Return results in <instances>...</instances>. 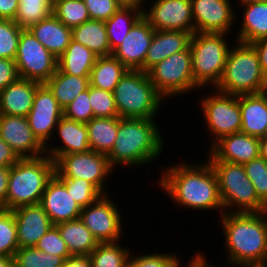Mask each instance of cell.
Segmentation results:
<instances>
[{
	"label": "cell",
	"instance_id": "cell-15",
	"mask_svg": "<svg viewBox=\"0 0 267 267\" xmlns=\"http://www.w3.org/2000/svg\"><path fill=\"white\" fill-rule=\"evenodd\" d=\"M153 4V5H152ZM143 16L154 30L195 32L191 0H155Z\"/></svg>",
	"mask_w": 267,
	"mask_h": 267
},
{
	"label": "cell",
	"instance_id": "cell-37",
	"mask_svg": "<svg viewBox=\"0 0 267 267\" xmlns=\"http://www.w3.org/2000/svg\"><path fill=\"white\" fill-rule=\"evenodd\" d=\"M52 14L70 28L91 20L83 0L56 1L53 3Z\"/></svg>",
	"mask_w": 267,
	"mask_h": 267
},
{
	"label": "cell",
	"instance_id": "cell-53",
	"mask_svg": "<svg viewBox=\"0 0 267 267\" xmlns=\"http://www.w3.org/2000/svg\"><path fill=\"white\" fill-rule=\"evenodd\" d=\"M61 267H91L89 255L71 256L64 260Z\"/></svg>",
	"mask_w": 267,
	"mask_h": 267
},
{
	"label": "cell",
	"instance_id": "cell-9",
	"mask_svg": "<svg viewBox=\"0 0 267 267\" xmlns=\"http://www.w3.org/2000/svg\"><path fill=\"white\" fill-rule=\"evenodd\" d=\"M147 74L156 91L165 100L199 89L194 83L190 47L165 58Z\"/></svg>",
	"mask_w": 267,
	"mask_h": 267
},
{
	"label": "cell",
	"instance_id": "cell-24",
	"mask_svg": "<svg viewBox=\"0 0 267 267\" xmlns=\"http://www.w3.org/2000/svg\"><path fill=\"white\" fill-rule=\"evenodd\" d=\"M39 85L40 83L20 77L9 84L0 92V114L27 117Z\"/></svg>",
	"mask_w": 267,
	"mask_h": 267
},
{
	"label": "cell",
	"instance_id": "cell-52",
	"mask_svg": "<svg viewBox=\"0 0 267 267\" xmlns=\"http://www.w3.org/2000/svg\"><path fill=\"white\" fill-rule=\"evenodd\" d=\"M10 167H0V208L5 209V199L8 190Z\"/></svg>",
	"mask_w": 267,
	"mask_h": 267
},
{
	"label": "cell",
	"instance_id": "cell-58",
	"mask_svg": "<svg viewBox=\"0 0 267 267\" xmlns=\"http://www.w3.org/2000/svg\"><path fill=\"white\" fill-rule=\"evenodd\" d=\"M240 3L239 4H243V3H255V2H264L267 0H238Z\"/></svg>",
	"mask_w": 267,
	"mask_h": 267
},
{
	"label": "cell",
	"instance_id": "cell-6",
	"mask_svg": "<svg viewBox=\"0 0 267 267\" xmlns=\"http://www.w3.org/2000/svg\"><path fill=\"white\" fill-rule=\"evenodd\" d=\"M113 96L120 118H157L165 100L146 72L131 69L122 76Z\"/></svg>",
	"mask_w": 267,
	"mask_h": 267
},
{
	"label": "cell",
	"instance_id": "cell-21",
	"mask_svg": "<svg viewBox=\"0 0 267 267\" xmlns=\"http://www.w3.org/2000/svg\"><path fill=\"white\" fill-rule=\"evenodd\" d=\"M12 212L16 220L19 248L34 247L53 226L40 204L21 206Z\"/></svg>",
	"mask_w": 267,
	"mask_h": 267
},
{
	"label": "cell",
	"instance_id": "cell-39",
	"mask_svg": "<svg viewBox=\"0 0 267 267\" xmlns=\"http://www.w3.org/2000/svg\"><path fill=\"white\" fill-rule=\"evenodd\" d=\"M18 249L15 216L11 210L0 208V256L14 257Z\"/></svg>",
	"mask_w": 267,
	"mask_h": 267
},
{
	"label": "cell",
	"instance_id": "cell-47",
	"mask_svg": "<svg viewBox=\"0 0 267 267\" xmlns=\"http://www.w3.org/2000/svg\"><path fill=\"white\" fill-rule=\"evenodd\" d=\"M91 20L106 21L121 6L118 0H83Z\"/></svg>",
	"mask_w": 267,
	"mask_h": 267
},
{
	"label": "cell",
	"instance_id": "cell-10",
	"mask_svg": "<svg viewBox=\"0 0 267 267\" xmlns=\"http://www.w3.org/2000/svg\"><path fill=\"white\" fill-rule=\"evenodd\" d=\"M215 91L216 94L202 98L199 104L209 133H212L211 146L224 136L240 132L242 123L239 95Z\"/></svg>",
	"mask_w": 267,
	"mask_h": 267
},
{
	"label": "cell",
	"instance_id": "cell-33",
	"mask_svg": "<svg viewBox=\"0 0 267 267\" xmlns=\"http://www.w3.org/2000/svg\"><path fill=\"white\" fill-rule=\"evenodd\" d=\"M89 146L92 151L108 155L118 132V117H93L87 124Z\"/></svg>",
	"mask_w": 267,
	"mask_h": 267
},
{
	"label": "cell",
	"instance_id": "cell-7",
	"mask_svg": "<svg viewBox=\"0 0 267 267\" xmlns=\"http://www.w3.org/2000/svg\"><path fill=\"white\" fill-rule=\"evenodd\" d=\"M214 170L220 199L227 213H260L267 206L258 198L243 164L209 161ZM233 209V210H232Z\"/></svg>",
	"mask_w": 267,
	"mask_h": 267
},
{
	"label": "cell",
	"instance_id": "cell-2",
	"mask_svg": "<svg viewBox=\"0 0 267 267\" xmlns=\"http://www.w3.org/2000/svg\"><path fill=\"white\" fill-rule=\"evenodd\" d=\"M219 222L227 255L232 267H267V211L227 213Z\"/></svg>",
	"mask_w": 267,
	"mask_h": 267
},
{
	"label": "cell",
	"instance_id": "cell-50",
	"mask_svg": "<svg viewBox=\"0 0 267 267\" xmlns=\"http://www.w3.org/2000/svg\"><path fill=\"white\" fill-rule=\"evenodd\" d=\"M19 0H0V19L14 20Z\"/></svg>",
	"mask_w": 267,
	"mask_h": 267
},
{
	"label": "cell",
	"instance_id": "cell-16",
	"mask_svg": "<svg viewBox=\"0 0 267 267\" xmlns=\"http://www.w3.org/2000/svg\"><path fill=\"white\" fill-rule=\"evenodd\" d=\"M195 32L229 34L237 19L231 0H191Z\"/></svg>",
	"mask_w": 267,
	"mask_h": 267
},
{
	"label": "cell",
	"instance_id": "cell-31",
	"mask_svg": "<svg viewBox=\"0 0 267 267\" xmlns=\"http://www.w3.org/2000/svg\"><path fill=\"white\" fill-rule=\"evenodd\" d=\"M71 38L86 46L98 57L112 55L104 21L89 20L73 27Z\"/></svg>",
	"mask_w": 267,
	"mask_h": 267
},
{
	"label": "cell",
	"instance_id": "cell-57",
	"mask_svg": "<svg viewBox=\"0 0 267 267\" xmlns=\"http://www.w3.org/2000/svg\"><path fill=\"white\" fill-rule=\"evenodd\" d=\"M260 157L267 161V140H260Z\"/></svg>",
	"mask_w": 267,
	"mask_h": 267
},
{
	"label": "cell",
	"instance_id": "cell-54",
	"mask_svg": "<svg viewBox=\"0 0 267 267\" xmlns=\"http://www.w3.org/2000/svg\"><path fill=\"white\" fill-rule=\"evenodd\" d=\"M205 253L198 252L189 260L187 263V266L185 267H215L214 265H211L210 263L207 264V258L204 256Z\"/></svg>",
	"mask_w": 267,
	"mask_h": 267
},
{
	"label": "cell",
	"instance_id": "cell-34",
	"mask_svg": "<svg viewBox=\"0 0 267 267\" xmlns=\"http://www.w3.org/2000/svg\"><path fill=\"white\" fill-rule=\"evenodd\" d=\"M127 70L128 69L112 55L97 57L89 76L90 86L113 92Z\"/></svg>",
	"mask_w": 267,
	"mask_h": 267
},
{
	"label": "cell",
	"instance_id": "cell-59",
	"mask_svg": "<svg viewBox=\"0 0 267 267\" xmlns=\"http://www.w3.org/2000/svg\"><path fill=\"white\" fill-rule=\"evenodd\" d=\"M262 94L267 98V79H266V82L264 84Z\"/></svg>",
	"mask_w": 267,
	"mask_h": 267
},
{
	"label": "cell",
	"instance_id": "cell-1",
	"mask_svg": "<svg viewBox=\"0 0 267 267\" xmlns=\"http://www.w3.org/2000/svg\"><path fill=\"white\" fill-rule=\"evenodd\" d=\"M207 161V162H206ZM196 165L179 162L161 170L158 185L178 206L191 210L224 208L219 195L218 181L209 161Z\"/></svg>",
	"mask_w": 267,
	"mask_h": 267
},
{
	"label": "cell",
	"instance_id": "cell-3",
	"mask_svg": "<svg viewBox=\"0 0 267 267\" xmlns=\"http://www.w3.org/2000/svg\"><path fill=\"white\" fill-rule=\"evenodd\" d=\"M156 123L154 118L118 117L117 137L107 155L110 166H142L160 157L165 143Z\"/></svg>",
	"mask_w": 267,
	"mask_h": 267
},
{
	"label": "cell",
	"instance_id": "cell-20",
	"mask_svg": "<svg viewBox=\"0 0 267 267\" xmlns=\"http://www.w3.org/2000/svg\"><path fill=\"white\" fill-rule=\"evenodd\" d=\"M40 205L53 225L78 219L82 209L55 174L47 183Z\"/></svg>",
	"mask_w": 267,
	"mask_h": 267
},
{
	"label": "cell",
	"instance_id": "cell-38",
	"mask_svg": "<svg viewBox=\"0 0 267 267\" xmlns=\"http://www.w3.org/2000/svg\"><path fill=\"white\" fill-rule=\"evenodd\" d=\"M62 256L43 253L34 247L19 248L14 255V267H61Z\"/></svg>",
	"mask_w": 267,
	"mask_h": 267
},
{
	"label": "cell",
	"instance_id": "cell-18",
	"mask_svg": "<svg viewBox=\"0 0 267 267\" xmlns=\"http://www.w3.org/2000/svg\"><path fill=\"white\" fill-rule=\"evenodd\" d=\"M154 29L142 16L131 28L124 41L112 52L127 69L142 70L151 45Z\"/></svg>",
	"mask_w": 267,
	"mask_h": 267
},
{
	"label": "cell",
	"instance_id": "cell-44",
	"mask_svg": "<svg viewBox=\"0 0 267 267\" xmlns=\"http://www.w3.org/2000/svg\"><path fill=\"white\" fill-rule=\"evenodd\" d=\"M160 253V254H159ZM133 253H130L127 260V267H181L182 262L177 255L174 253L155 252L151 254H139L137 256H132ZM133 257V258H131ZM181 265V266H180Z\"/></svg>",
	"mask_w": 267,
	"mask_h": 267
},
{
	"label": "cell",
	"instance_id": "cell-45",
	"mask_svg": "<svg viewBox=\"0 0 267 267\" xmlns=\"http://www.w3.org/2000/svg\"><path fill=\"white\" fill-rule=\"evenodd\" d=\"M89 101V87L81 92L63 109V116L76 122L87 124L93 117V109Z\"/></svg>",
	"mask_w": 267,
	"mask_h": 267
},
{
	"label": "cell",
	"instance_id": "cell-11",
	"mask_svg": "<svg viewBox=\"0 0 267 267\" xmlns=\"http://www.w3.org/2000/svg\"><path fill=\"white\" fill-rule=\"evenodd\" d=\"M113 170L107 155L92 150L63 155L55 162V175L58 178L84 179L92 183L103 195L108 194L104 186Z\"/></svg>",
	"mask_w": 267,
	"mask_h": 267
},
{
	"label": "cell",
	"instance_id": "cell-5",
	"mask_svg": "<svg viewBox=\"0 0 267 267\" xmlns=\"http://www.w3.org/2000/svg\"><path fill=\"white\" fill-rule=\"evenodd\" d=\"M234 42L227 54L221 80L213 91L236 96L262 93L267 78L257 51L252 44Z\"/></svg>",
	"mask_w": 267,
	"mask_h": 267
},
{
	"label": "cell",
	"instance_id": "cell-28",
	"mask_svg": "<svg viewBox=\"0 0 267 267\" xmlns=\"http://www.w3.org/2000/svg\"><path fill=\"white\" fill-rule=\"evenodd\" d=\"M97 57L86 46L71 39L67 49L57 59V68L65 74L90 76Z\"/></svg>",
	"mask_w": 267,
	"mask_h": 267
},
{
	"label": "cell",
	"instance_id": "cell-32",
	"mask_svg": "<svg viewBox=\"0 0 267 267\" xmlns=\"http://www.w3.org/2000/svg\"><path fill=\"white\" fill-rule=\"evenodd\" d=\"M142 16V8L136 6H121L108 20L105 21L111 52L124 41L133 25Z\"/></svg>",
	"mask_w": 267,
	"mask_h": 267
},
{
	"label": "cell",
	"instance_id": "cell-25",
	"mask_svg": "<svg viewBox=\"0 0 267 267\" xmlns=\"http://www.w3.org/2000/svg\"><path fill=\"white\" fill-rule=\"evenodd\" d=\"M29 30L34 37L57 59L67 49L72 39V28L65 26L53 14Z\"/></svg>",
	"mask_w": 267,
	"mask_h": 267
},
{
	"label": "cell",
	"instance_id": "cell-8",
	"mask_svg": "<svg viewBox=\"0 0 267 267\" xmlns=\"http://www.w3.org/2000/svg\"><path fill=\"white\" fill-rule=\"evenodd\" d=\"M227 35L229 34L194 32L191 36L189 47L192 73L194 83L200 90L210 85L215 88L221 80L231 47L225 40Z\"/></svg>",
	"mask_w": 267,
	"mask_h": 267
},
{
	"label": "cell",
	"instance_id": "cell-43",
	"mask_svg": "<svg viewBox=\"0 0 267 267\" xmlns=\"http://www.w3.org/2000/svg\"><path fill=\"white\" fill-rule=\"evenodd\" d=\"M89 101L91 102L94 117H119L113 92L89 85Z\"/></svg>",
	"mask_w": 267,
	"mask_h": 267
},
{
	"label": "cell",
	"instance_id": "cell-17",
	"mask_svg": "<svg viewBox=\"0 0 267 267\" xmlns=\"http://www.w3.org/2000/svg\"><path fill=\"white\" fill-rule=\"evenodd\" d=\"M0 138L19 158H35L46 154L45 146L34 135L27 117L0 114Z\"/></svg>",
	"mask_w": 267,
	"mask_h": 267
},
{
	"label": "cell",
	"instance_id": "cell-36",
	"mask_svg": "<svg viewBox=\"0 0 267 267\" xmlns=\"http://www.w3.org/2000/svg\"><path fill=\"white\" fill-rule=\"evenodd\" d=\"M18 2L14 21L21 29H29L52 15V0H19Z\"/></svg>",
	"mask_w": 267,
	"mask_h": 267
},
{
	"label": "cell",
	"instance_id": "cell-35",
	"mask_svg": "<svg viewBox=\"0 0 267 267\" xmlns=\"http://www.w3.org/2000/svg\"><path fill=\"white\" fill-rule=\"evenodd\" d=\"M119 242L99 243L89 254L91 267H127L130 248H123Z\"/></svg>",
	"mask_w": 267,
	"mask_h": 267
},
{
	"label": "cell",
	"instance_id": "cell-19",
	"mask_svg": "<svg viewBox=\"0 0 267 267\" xmlns=\"http://www.w3.org/2000/svg\"><path fill=\"white\" fill-rule=\"evenodd\" d=\"M209 147L208 161L244 164L260 156V138L242 132L224 136Z\"/></svg>",
	"mask_w": 267,
	"mask_h": 267
},
{
	"label": "cell",
	"instance_id": "cell-30",
	"mask_svg": "<svg viewBox=\"0 0 267 267\" xmlns=\"http://www.w3.org/2000/svg\"><path fill=\"white\" fill-rule=\"evenodd\" d=\"M45 85L50 89L61 108L64 109L81 92L88 89L90 82L89 76L65 74L57 68Z\"/></svg>",
	"mask_w": 267,
	"mask_h": 267
},
{
	"label": "cell",
	"instance_id": "cell-40",
	"mask_svg": "<svg viewBox=\"0 0 267 267\" xmlns=\"http://www.w3.org/2000/svg\"><path fill=\"white\" fill-rule=\"evenodd\" d=\"M76 203L85 208L96 202L103 194L89 181L79 178H59Z\"/></svg>",
	"mask_w": 267,
	"mask_h": 267
},
{
	"label": "cell",
	"instance_id": "cell-4",
	"mask_svg": "<svg viewBox=\"0 0 267 267\" xmlns=\"http://www.w3.org/2000/svg\"><path fill=\"white\" fill-rule=\"evenodd\" d=\"M55 174V162L44 154L20 158L10 167L5 209L40 204L47 183Z\"/></svg>",
	"mask_w": 267,
	"mask_h": 267
},
{
	"label": "cell",
	"instance_id": "cell-46",
	"mask_svg": "<svg viewBox=\"0 0 267 267\" xmlns=\"http://www.w3.org/2000/svg\"><path fill=\"white\" fill-rule=\"evenodd\" d=\"M35 247L43 253L62 256L64 259L72 256L55 225L40 238Z\"/></svg>",
	"mask_w": 267,
	"mask_h": 267
},
{
	"label": "cell",
	"instance_id": "cell-23",
	"mask_svg": "<svg viewBox=\"0 0 267 267\" xmlns=\"http://www.w3.org/2000/svg\"><path fill=\"white\" fill-rule=\"evenodd\" d=\"M192 34L182 30H155L151 45L147 51L144 72L174 53L189 47Z\"/></svg>",
	"mask_w": 267,
	"mask_h": 267
},
{
	"label": "cell",
	"instance_id": "cell-26",
	"mask_svg": "<svg viewBox=\"0 0 267 267\" xmlns=\"http://www.w3.org/2000/svg\"><path fill=\"white\" fill-rule=\"evenodd\" d=\"M240 132L261 138L267 129V98L262 94L239 95Z\"/></svg>",
	"mask_w": 267,
	"mask_h": 267
},
{
	"label": "cell",
	"instance_id": "cell-55",
	"mask_svg": "<svg viewBox=\"0 0 267 267\" xmlns=\"http://www.w3.org/2000/svg\"><path fill=\"white\" fill-rule=\"evenodd\" d=\"M123 6H136L139 8H146V6H143L146 4V0H118ZM145 3V4H144Z\"/></svg>",
	"mask_w": 267,
	"mask_h": 267
},
{
	"label": "cell",
	"instance_id": "cell-29",
	"mask_svg": "<svg viewBox=\"0 0 267 267\" xmlns=\"http://www.w3.org/2000/svg\"><path fill=\"white\" fill-rule=\"evenodd\" d=\"M72 256L89 255L99 244L91 231L78 218L55 225Z\"/></svg>",
	"mask_w": 267,
	"mask_h": 267
},
{
	"label": "cell",
	"instance_id": "cell-60",
	"mask_svg": "<svg viewBox=\"0 0 267 267\" xmlns=\"http://www.w3.org/2000/svg\"><path fill=\"white\" fill-rule=\"evenodd\" d=\"M260 140H267V129L265 130L264 135L260 138Z\"/></svg>",
	"mask_w": 267,
	"mask_h": 267
},
{
	"label": "cell",
	"instance_id": "cell-27",
	"mask_svg": "<svg viewBox=\"0 0 267 267\" xmlns=\"http://www.w3.org/2000/svg\"><path fill=\"white\" fill-rule=\"evenodd\" d=\"M242 25L235 41L251 44L267 37V1L243 3Z\"/></svg>",
	"mask_w": 267,
	"mask_h": 267
},
{
	"label": "cell",
	"instance_id": "cell-13",
	"mask_svg": "<svg viewBox=\"0 0 267 267\" xmlns=\"http://www.w3.org/2000/svg\"><path fill=\"white\" fill-rule=\"evenodd\" d=\"M109 195H102L96 202L82 208L79 219L99 243L120 241L123 235L121 211Z\"/></svg>",
	"mask_w": 267,
	"mask_h": 267
},
{
	"label": "cell",
	"instance_id": "cell-42",
	"mask_svg": "<svg viewBox=\"0 0 267 267\" xmlns=\"http://www.w3.org/2000/svg\"><path fill=\"white\" fill-rule=\"evenodd\" d=\"M243 166L258 198L267 206V161L259 156Z\"/></svg>",
	"mask_w": 267,
	"mask_h": 267
},
{
	"label": "cell",
	"instance_id": "cell-14",
	"mask_svg": "<svg viewBox=\"0 0 267 267\" xmlns=\"http://www.w3.org/2000/svg\"><path fill=\"white\" fill-rule=\"evenodd\" d=\"M62 117L63 109L56 98L45 84H40L36 88L27 119L34 135L44 146L52 141L54 130Z\"/></svg>",
	"mask_w": 267,
	"mask_h": 267
},
{
	"label": "cell",
	"instance_id": "cell-51",
	"mask_svg": "<svg viewBox=\"0 0 267 267\" xmlns=\"http://www.w3.org/2000/svg\"><path fill=\"white\" fill-rule=\"evenodd\" d=\"M259 56V62L262 69V72L267 78V37L259 39L251 43Z\"/></svg>",
	"mask_w": 267,
	"mask_h": 267
},
{
	"label": "cell",
	"instance_id": "cell-49",
	"mask_svg": "<svg viewBox=\"0 0 267 267\" xmlns=\"http://www.w3.org/2000/svg\"><path fill=\"white\" fill-rule=\"evenodd\" d=\"M19 159L12 148L0 138V167H11Z\"/></svg>",
	"mask_w": 267,
	"mask_h": 267
},
{
	"label": "cell",
	"instance_id": "cell-22",
	"mask_svg": "<svg viewBox=\"0 0 267 267\" xmlns=\"http://www.w3.org/2000/svg\"><path fill=\"white\" fill-rule=\"evenodd\" d=\"M54 133H57L62 141L60 147L45 146L46 154L56 162L61 156L67 154L84 153L90 149L88 130L86 124L76 122L74 120L62 117L55 128ZM49 147V148H48Z\"/></svg>",
	"mask_w": 267,
	"mask_h": 267
},
{
	"label": "cell",
	"instance_id": "cell-48",
	"mask_svg": "<svg viewBox=\"0 0 267 267\" xmlns=\"http://www.w3.org/2000/svg\"><path fill=\"white\" fill-rule=\"evenodd\" d=\"M19 78L14 60L0 58V92Z\"/></svg>",
	"mask_w": 267,
	"mask_h": 267
},
{
	"label": "cell",
	"instance_id": "cell-56",
	"mask_svg": "<svg viewBox=\"0 0 267 267\" xmlns=\"http://www.w3.org/2000/svg\"><path fill=\"white\" fill-rule=\"evenodd\" d=\"M0 267H14V257L0 256Z\"/></svg>",
	"mask_w": 267,
	"mask_h": 267
},
{
	"label": "cell",
	"instance_id": "cell-41",
	"mask_svg": "<svg viewBox=\"0 0 267 267\" xmlns=\"http://www.w3.org/2000/svg\"><path fill=\"white\" fill-rule=\"evenodd\" d=\"M21 31L14 20L0 19V58L15 60Z\"/></svg>",
	"mask_w": 267,
	"mask_h": 267
},
{
	"label": "cell",
	"instance_id": "cell-12",
	"mask_svg": "<svg viewBox=\"0 0 267 267\" xmlns=\"http://www.w3.org/2000/svg\"><path fill=\"white\" fill-rule=\"evenodd\" d=\"M15 63L20 78L45 84L57 70L53 56L31 33L22 29Z\"/></svg>",
	"mask_w": 267,
	"mask_h": 267
}]
</instances>
